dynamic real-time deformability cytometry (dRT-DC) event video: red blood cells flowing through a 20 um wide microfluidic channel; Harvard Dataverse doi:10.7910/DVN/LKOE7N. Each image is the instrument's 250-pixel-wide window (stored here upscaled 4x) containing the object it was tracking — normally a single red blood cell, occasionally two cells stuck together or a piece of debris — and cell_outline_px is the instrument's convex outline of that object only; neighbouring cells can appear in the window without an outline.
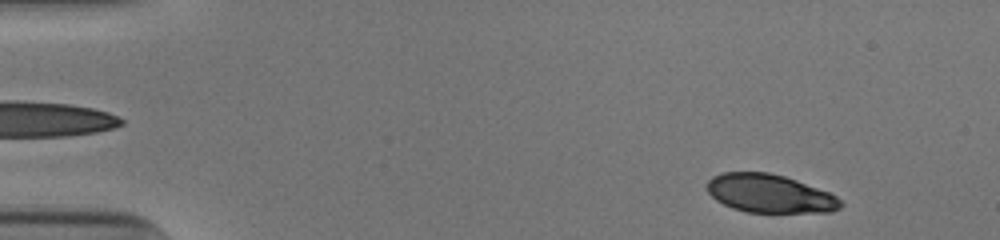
{"species": "human", "species_latin": "Homo sapiens", "temperature_condition": "cold", "stored_images_in_passage": 50, "camera_frame_rate_fps": 3000, "um_per_image_px": 0.085, "donor": {"sex": "male"}, "frame": {"image": 1, "passage_image": 3, "time_ms": 0.667, "image_size_px": [1000, 240], "cell_outline_px": [[844, 204], [840, 208], [828, 212], [748, 212], [732, 208], [716, 200], [708, 192], [708, 180], [712, 176], [724, 172], [768, 172], [784, 176], [796, 180], [828, 192], [836, 196]], "centroid_in_image_um": [65.42, 16.45], "position_along_channel_um": 19.6, "area_um2": 29.65}}
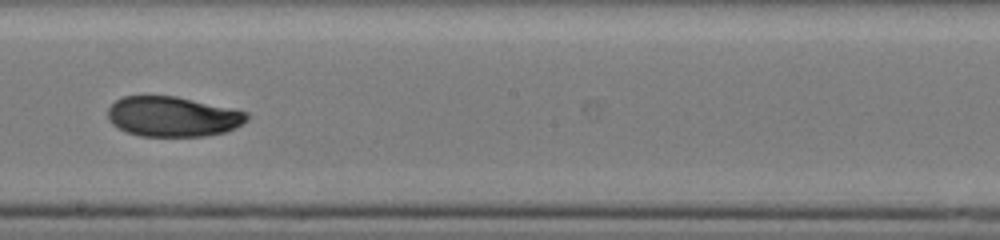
{"frame": {"image": 2, "passage_image": 28, "time_ms": 9.0, "image_size_px": [1000, 240], "cell_outline_px": [[252, 116], [244, 124], [224, 132], [204, 136], [140, 136], [124, 132], [112, 124], [108, 120], [108, 108], [116, 100], [124, 96], [176, 96], [236, 108], [248, 112]], "centroid_in_image_um": [14.73, 9.91], "position_along_channel_um": 233.5, "area_um2": 33.0}}
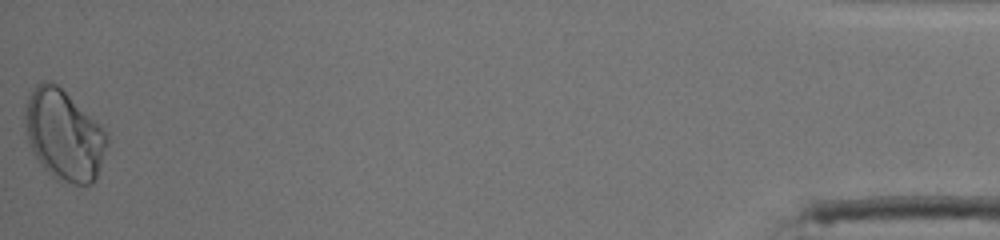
{"frame": {"image": 3, "passage_image": 50, "time_ms": 16.333, "image_size_px": [1000, 240], "cell_outline_px": [[108, 144], [96, 176], [92, 184], [60, 184], [44, 168], [36, 156], [28, 140], [24, 124], [24, 108], [28, 96], [32, 88], [36, 84], [44, 80], [48, 80], [56, 84], [108, 136]], "centroid_in_image_um": [5.38, 11.52], "position_along_channel_um": 429.8, "area_um2": 42.48}, "authors_computed_cell_mechanics": {"area_um2": 33.4662, "velocity_mm_per_s": 3.8966, "shape_relaxation_time_tau1_ms": 8.6471, "shape_relaxation_time_tau2_ms": 2.0245, "deformation_change_tau1": 0.1972, "deformation_change_tau2": 0.0448}}